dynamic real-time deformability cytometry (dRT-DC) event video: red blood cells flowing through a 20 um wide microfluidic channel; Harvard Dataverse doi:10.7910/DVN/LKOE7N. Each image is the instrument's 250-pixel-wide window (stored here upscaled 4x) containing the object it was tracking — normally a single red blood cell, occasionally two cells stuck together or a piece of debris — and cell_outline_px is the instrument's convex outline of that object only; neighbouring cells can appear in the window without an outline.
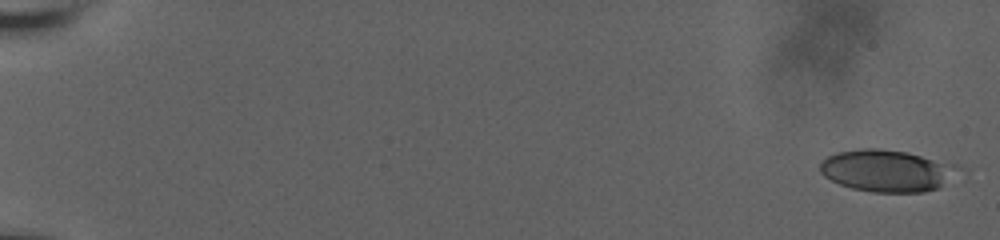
{"species": "human", "species_latin": "Homo sapiens", "temperature_condition": "room temperature", "stored_images_in_passage": 59, "camera_frame_rate_fps": 3000, "um_per_image_px": 0.085, "donor": {"sex": "male"}, "frame": {"image": 1, "passage_image": 1, "time_ms": 0.0, "image_size_px": [1000, 240], "cell_outline_px": [[968, 168], [936, 188], [924, 192], [872, 192], [852, 188], [840, 184], [824, 176], [820, 172], [820, 164], [828, 156], [836, 152], [860, 148], [880, 148], [908, 152], [956, 164]], "centroid_in_image_um": [75.45, 14.49], "position_along_channel_um": 9.5, "area_um2": 34.1}}
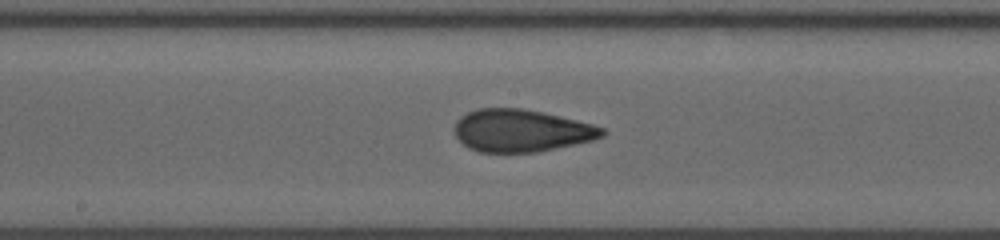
{"frame": {"image": 2, "passage_image": 34, "time_ms": 11.0, "image_size_px": [1000, 240], "cell_outline_px": [[608, 132], [604, 136], [592, 140], [536, 152], [480, 152], [468, 148], [456, 136], [456, 120], [460, 116], [468, 112], [480, 108], [524, 108], [544, 112], [592, 124], [604, 128]], "centroid_in_image_um": [44.32, 11.09], "position_along_channel_um": 203.9, "area_um2": 36.36}}
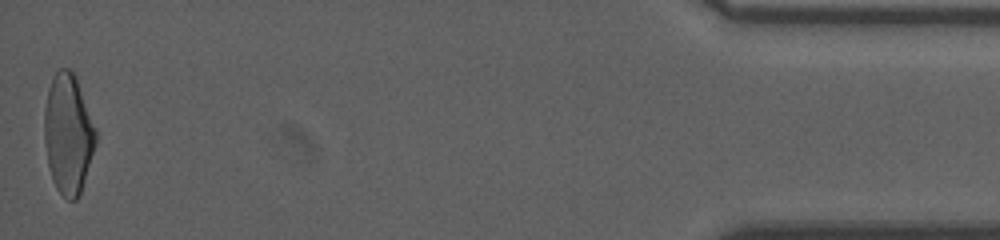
{"frame": {"image": 3, "passage_image": 59, "time_ms": 19.333, "image_size_px": [1000, 240], "cell_outline_px": [[96, 144], [80, 196], [76, 200], [68, 200], [56, 188], [52, 180], [48, 164], [44, 140], [44, 108], [48, 88], [52, 76], [60, 68], [68, 68], [76, 76], [96, 132]], "centroid_in_image_um": [5.78, 11.39], "position_along_channel_um": 429.4, "area_um2": 35.95}, "authors_computed_cell_mechanics": {"area_um2": 35.3158, "velocity_mm_per_s": 3.6865, "shape_relaxation_time_tau1_ms": 8.3923, "shape_relaxation_time_tau2_ms": 1.3174, "deformation_change_tau1": 0.2267, "deformation_change_tau2": 0.0808}}